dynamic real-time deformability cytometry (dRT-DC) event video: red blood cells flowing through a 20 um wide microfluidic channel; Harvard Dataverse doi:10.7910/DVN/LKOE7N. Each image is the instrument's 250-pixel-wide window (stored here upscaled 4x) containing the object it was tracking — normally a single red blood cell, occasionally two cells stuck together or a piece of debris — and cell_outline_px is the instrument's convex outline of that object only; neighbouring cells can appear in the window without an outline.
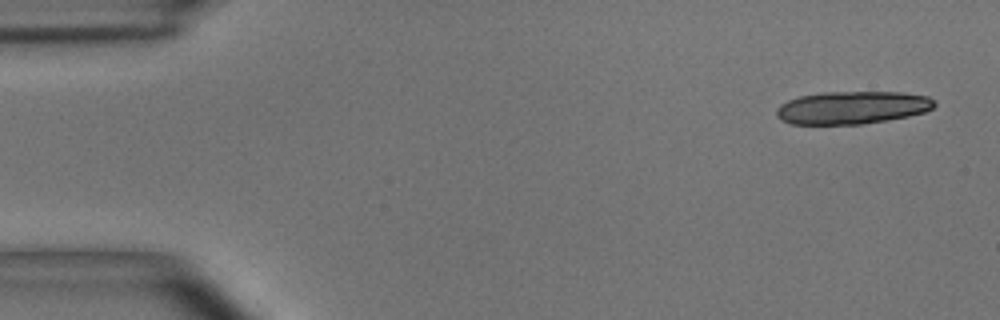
{"species": "common noctule bat (a hibernating species)", "species_latin": "Nyctalus noctula", "temperature_condition": "room temperature", "stored_images_in_passage": 3, "camera_frame_rate_fps": 3000, "um_per_image_px": 0.085, "animal": {"sex": "male", "body_mass_g": 15.6}, "frame": {"image": 1, "passage_image": 1, "time_ms": 0.0, "image_size_px": [1000, 320], "cell_outline_px": [[936, 104], [932, 108], [924, 112], [908, 116], [888, 120], [860, 124], [792, 124], [780, 120], [776, 116], [776, 108], [780, 104], [788, 100], [800, 96], [820, 92], [904, 92], [928, 96]], "centroid_in_image_um": [72.4, 9.14], "position_along_channel_um": 12.6, "area_um2": 30.29}}